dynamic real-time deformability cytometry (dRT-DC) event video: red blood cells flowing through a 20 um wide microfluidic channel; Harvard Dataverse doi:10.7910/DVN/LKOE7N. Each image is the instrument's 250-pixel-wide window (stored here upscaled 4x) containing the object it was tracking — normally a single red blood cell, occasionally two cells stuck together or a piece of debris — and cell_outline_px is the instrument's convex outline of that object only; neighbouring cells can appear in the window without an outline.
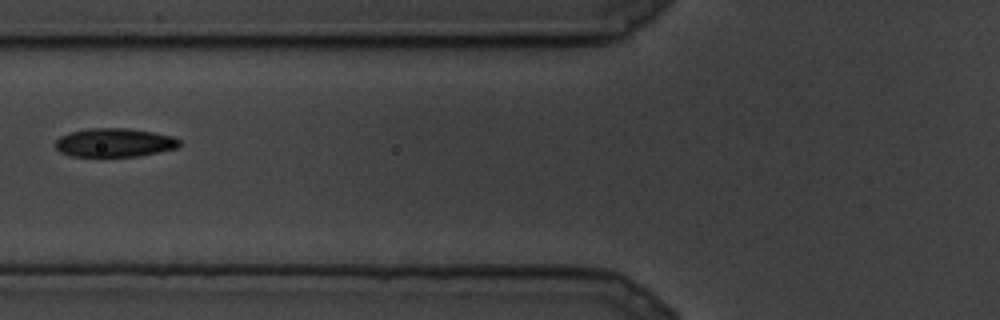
{"species": "common noctule bat (a hibernating species)", "species_latin": "Nyctalus noctula", "temperature_condition": "cold", "stored_images_in_passage": 12, "camera_frame_rate_fps": 3000, "um_per_image_px": 0.085, "animal": {"sex": "male", "body_mass_g": 19.5, "forearm_length_mm": 54.6}, "frame": {"image": 1, "passage_image": 11, "time_ms": 3.333, "image_size_px": [1000, 320], "cell_outline_px": [[180, 144], [176, 148], [136, 156], [68, 156], [60, 152], [52, 144], [60, 136], [68, 132], [92, 128], [128, 128], [152, 132], [172, 136], [180, 140]], "centroid_in_image_um": [9.66, 12.11], "position_along_channel_um": 116.1, "area_um2": 20.69}}